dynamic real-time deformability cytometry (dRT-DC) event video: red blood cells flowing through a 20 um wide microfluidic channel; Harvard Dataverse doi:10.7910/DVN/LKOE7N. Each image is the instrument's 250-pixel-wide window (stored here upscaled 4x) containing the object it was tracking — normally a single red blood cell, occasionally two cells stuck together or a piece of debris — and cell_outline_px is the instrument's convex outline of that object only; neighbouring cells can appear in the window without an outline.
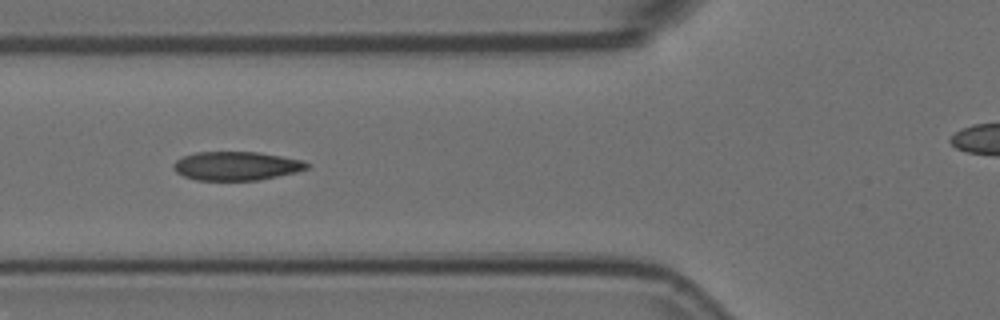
{"species": "Egyptian fruit bat (a non-hibernating species)", "species_latin": "Rousettus aegyptiacus", "temperature_condition": "room temperature", "stored_images_in_passage": 6, "camera_frame_rate_fps": 3000, "um_per_image_px": 0.085, "animal": {"sex": "female"}, "frame": {"image": 1, "passage_image": 5, "time_ms": 1.333, "image_size_px": [1000, 320], "cell_outline_px": [[308, 168], [296, 172], [260, 180], [196, 180], [184, 176], [176, 172], [172, 168], [172, 164], [176, 160], [184, 156], [196, 152], [260, 152], [304, 160], [308, 164]], "centroid_in_image_um": [20.08, 14.1], "position_along_channel_um": 105.7, "area_um2": 22.43}}
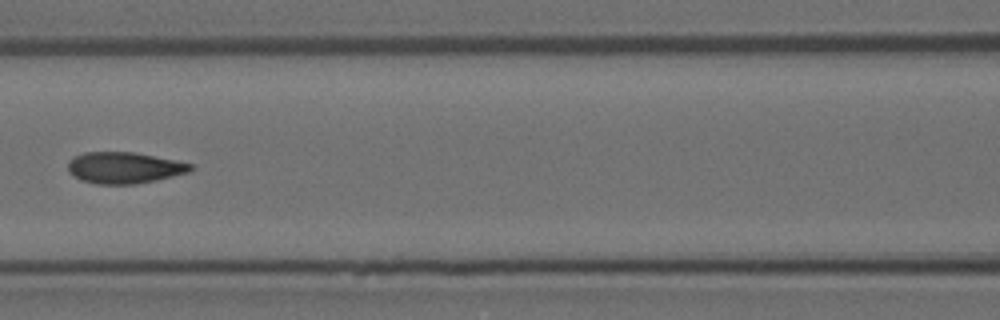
{"frame": {"image": 2, "passage_image": 6, "time_ms": 1.667, "image_size_px": [1000, 320], "cell_outline_px": [[196, 168], [188, 172], [156, 180], [136, 184], [96, 184], [80, 180], [68, 172], [68, 160], [72, 156], [84, 152], [132, 152], [176, 160], [192, 164]], "centroid_in_image_um": [10.53, 14.26], "position_along_channel_um": 156.1, "area_um2": 22.54}}